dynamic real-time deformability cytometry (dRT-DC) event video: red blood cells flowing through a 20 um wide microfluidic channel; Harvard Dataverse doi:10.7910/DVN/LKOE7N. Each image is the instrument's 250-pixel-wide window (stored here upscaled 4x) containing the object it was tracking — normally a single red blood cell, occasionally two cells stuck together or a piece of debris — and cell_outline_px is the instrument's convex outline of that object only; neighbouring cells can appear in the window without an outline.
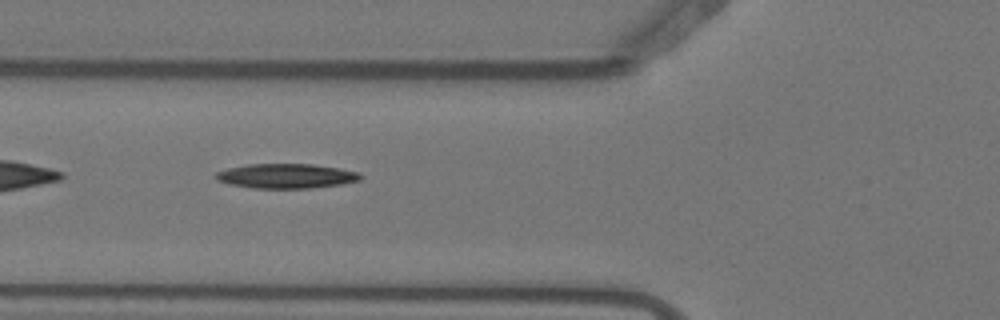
{"species": "Egyptian fruit bat (a non-hibernating species)", "species_latin": "Rousettus aegyptiacus", "temperature_condition": "warm", "stored_images_in_passage": 9, "camera_frame_rate_fps": 3000, "um_per_image_px": 0.085, "animal": {"sex": "female"}, "frame": {"image": 1, "passage_image": 5, "time_ms": 1.333, "image_size_px": [1000, 320], "cell_outline_px": [[364, 176], [360, 180], [340, 184], [308, 188], [252, 188], [232, 184], [216, 180], [216, 172], [228, 168], [248, 164], [312, 164], [340, 168], [360, 172]], "centroid_in_image_um": [24.37, 14.95], "position_along_channel_um": 101.4, "area_um2": 20.69}}
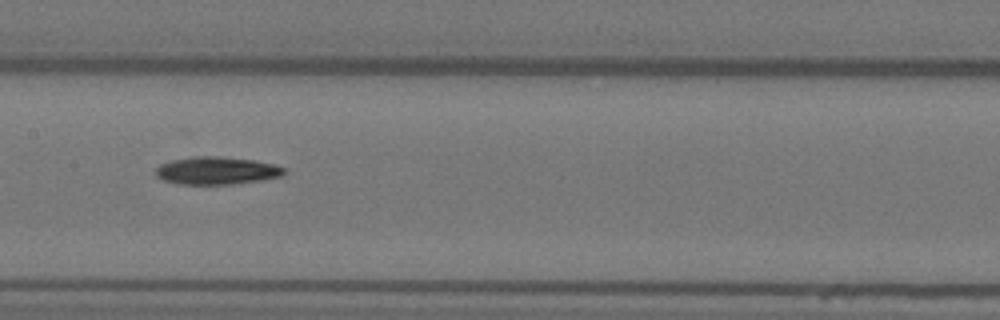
{"frame": {"image": 2, "passage_image": 7, "time_ms": 2.0, "image_size_px": [1000, 320], "cell_outline_px": [[284, 172], [280, 176], [260, 180], [232, 184], [180, 184], [164, 180], [156, 176], [156, 168], [160, 164], [172, 160], [196, 156], [216, 156], [252, 160], [272, 164], [284, 168]], "centroid_in_image_um": [18.37, 14.5], "position_along_channel_um": 189.0, "area_um2": 20.35}}
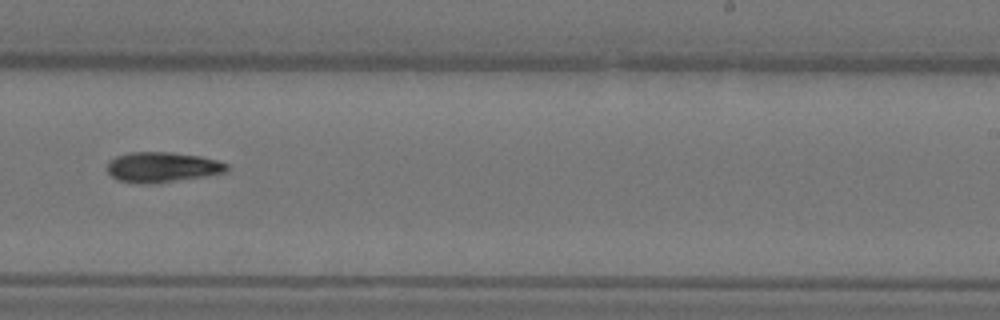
{"frame": {"image": 3, "passage_image": 9, "time_ms": 2.667, "image_size_px": [1000, 320], "cell_outline_px": [[228, 172], [204, 176], [148, 184], [116, 180], [108, 172], [108, 160], [116, 156], [128, 152], [172, 152], [200, 156], [216, 160], [228, 164]], "centroid_in_image_um": [13.78, 14.19], "position_along_channel_um": 275.2, "area_um2": 20.98}}